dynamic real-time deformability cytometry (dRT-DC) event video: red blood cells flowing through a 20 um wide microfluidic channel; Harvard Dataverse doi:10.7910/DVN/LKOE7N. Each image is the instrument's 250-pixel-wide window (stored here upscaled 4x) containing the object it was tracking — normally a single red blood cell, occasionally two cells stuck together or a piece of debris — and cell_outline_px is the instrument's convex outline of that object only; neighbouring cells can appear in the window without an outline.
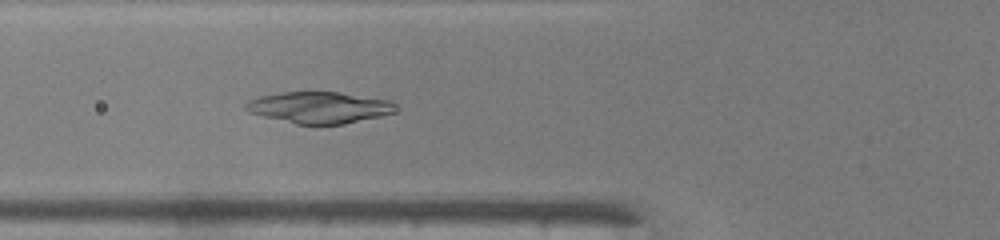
{"species": "common noctule bat (a hibernating species)", "species_latin": "Nyctalus noctula", "temperature_condition": "warm", "stored_images_in_passage": 48, "camera_frame_rate_fps": 3000, "um_per_image_px": 0.085, "animal": {"sex": "male", "body_mass_g": 19.0, "forearm_length_mm": 50.8}, "frame": {"image": 1, "passage_image": 19, "time_ms": 6.0, "image_size_px": [1000, 240], "cell_outline_px": [[392, 112], [380, 116], [344, 124], [296, 124], [248, 112], [244, 108], [244, 104], [248, 100], [260, 96], [284, 92], [340, 92], [392, 100]], "centroid_in_image_um": [27.08, 9.13], "position_along_channel_um": 98.7, "area_um2": 27.17}}
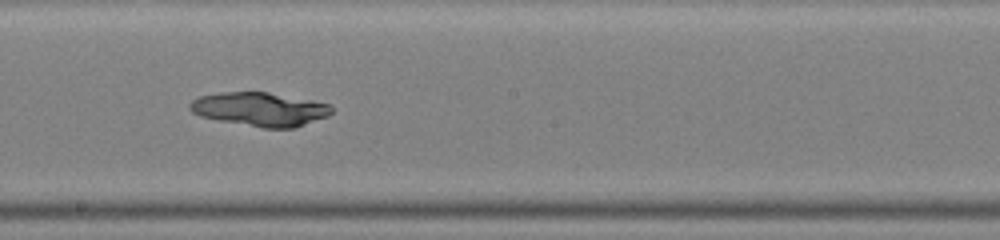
{"frame": {"image": 2, "passage_image": 28, "time_ms": 9.0, "image_size_px": [1000, 240], "cell_outline_px": [[332, 112], [328, 116], [296, 128], [264, 128], [220, 120], [200, 116], [192, 112], [188, 108], [188, 104], [192, 100], [200, 96], [224, 92], [268, 92], [312, 100], [328, 104], [332, 108]], "centroid_in_image_um": [22.1, 9.28], "position_along_channel_um": 226.1, "area_um2": 27.8}}
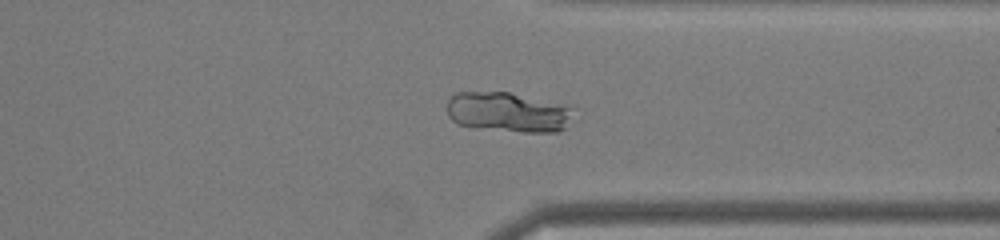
{"frame": {"image": 3, "passage_image": 38, "time_ms": 12.333, "image_size_px": [1000, 240], "cell_outline_px": [[572, 108], [564, 128], [560, 132], [520, 132], [456, 124], [448, 116], [448, 100], [456, 92], [508, 92]], "centroid_in_image_um": [43.09, 9.54], "position_along_channel_um": 368.3, "area_um2": 28.5}}